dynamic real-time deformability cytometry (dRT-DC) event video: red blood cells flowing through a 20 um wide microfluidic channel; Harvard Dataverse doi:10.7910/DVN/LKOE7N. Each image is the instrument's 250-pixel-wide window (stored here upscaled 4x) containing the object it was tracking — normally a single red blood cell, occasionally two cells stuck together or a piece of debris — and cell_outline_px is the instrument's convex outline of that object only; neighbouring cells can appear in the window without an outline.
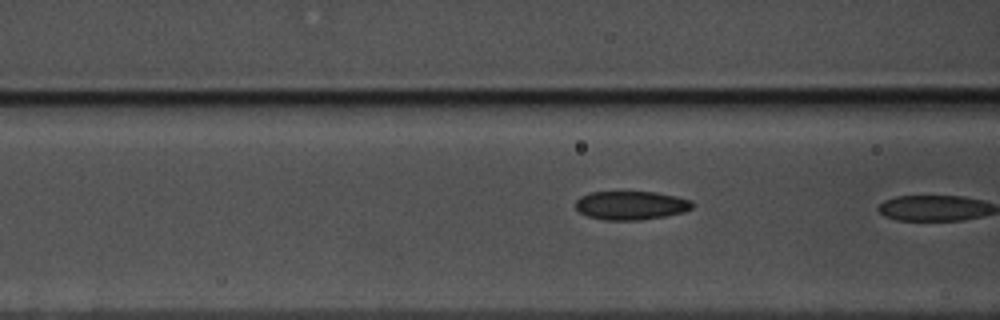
{"species": "common noctule bat (a hibernating species)", "species_latin": "Nyctalus noctula", "temperature_condition": "warm", "stored_images_in_passage": 12, "camera_frame_rate_fps": 3000, "um_per_image_px": 0.085, "animal": {"sex": "male", "body_mass_g": 17.5, "forearm_length_mm": 52.3}, "frame": {"image": 1, "passage_image": 6, "time_ms": 1.667, "image_size_px": [1000, 320], "cell_outline_px": [[692, 208], [684, 212], [664, 216], [636, 220], [604, 220], [588, 216], [580, 212], [576, 208], [576, 200], [580, 196], [588, 192], [656, 192], [676, 196], [692, 200]], "centroid_in_image_um": [53.62, 17.45], "position_along_channel_um": 113.0, "area_um2": 19.48}}